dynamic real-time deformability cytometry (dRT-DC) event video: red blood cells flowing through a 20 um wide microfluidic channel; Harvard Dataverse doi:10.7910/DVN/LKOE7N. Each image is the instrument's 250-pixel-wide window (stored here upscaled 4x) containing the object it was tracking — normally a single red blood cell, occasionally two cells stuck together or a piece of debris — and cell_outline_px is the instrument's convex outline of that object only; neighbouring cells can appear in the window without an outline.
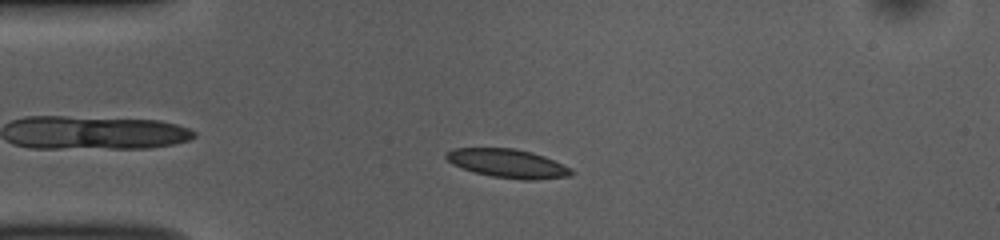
{"species": "common noctule bat (a hibernating species)", "species_latin": "Nyctalus noctula", "temperature_condition": "room temperature", "stored_images_in_passage": 42, "camera_frame_rate_fps": 3000, "um_per_image_px": 0.085, "animal": {"sex": "female", "body_mass_g": 10.0, "forearm_length_mm": 53.1}, "frame": {"image": 1, "passage_image": 8, "time_ms": 2.333, "image_size_px": [1000, 240], "cell_outline_px": [[572, 172], [568, 176], [536, 180], [524, 180], [492, 176], [476, 172], [452, 164], [444, 156], [444, 152], [456, 148], [516, 148], [532, 152], [544, 156], [572, 168]], "centroid_in_image_um": [43.15, 13.88], "position_along_channel_um": 41.8, "area_um2": 20.81}}
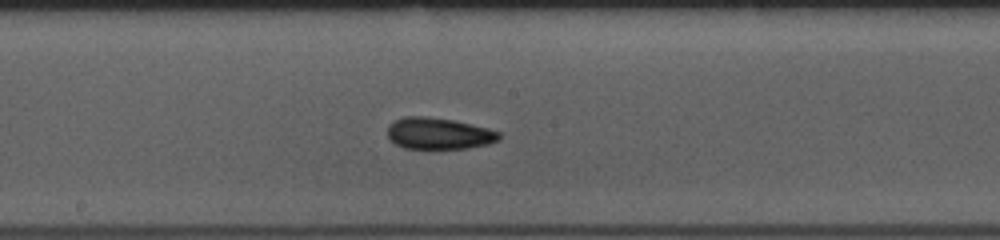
{"frame": {"image": 2, "passage_image": 23, "time_ms": 7.333, "image_size_px": [1000, 240], "cell_outline_px": [[500, 140], [488, 144], [468, 148], [404, 148], [388, 140], [388, 124], [392, 120], [404, 116], [424, 116], [452, 120], [488, 128], [500, 132]], "centroid_in_image_um": [37.26, 11.34], "position_along_channel_um": 210.9, "area_um2": 20.58}}
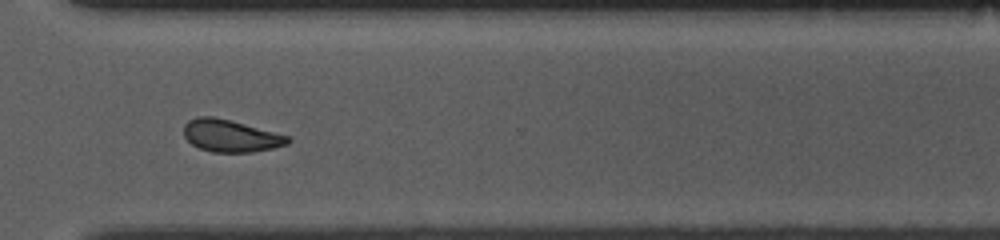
{"frame": {"image": 3, "passage_image": 34, "time_ms": 11.0, "image_size_px": [1000, 240], "cell_outline_px": [[292, 140], [288, 144], [272, 148], [252, 152], [212, 152], [200, 148], [192, 144], [184, 136], [184, 124], [188, 120], [200, 116], [212, 116], [244, 124], [288, 136]], "centroid_in_image_um": [19.58, 11.55], "position_along_channel_um": 351.0, "area_um2": 19.25}, "authors_computed_cell_mechanics": {"area_um2": 20.1722, "velocity_mm_per_s": 3.8293, "shape_relaxation_time_tau1_ms": 3.0747, "shape_relaxation_time_tau2_ms": 2.4965, "deformation_change_tau1": 0.12, "deformation_change_tau2": 0.0857}}